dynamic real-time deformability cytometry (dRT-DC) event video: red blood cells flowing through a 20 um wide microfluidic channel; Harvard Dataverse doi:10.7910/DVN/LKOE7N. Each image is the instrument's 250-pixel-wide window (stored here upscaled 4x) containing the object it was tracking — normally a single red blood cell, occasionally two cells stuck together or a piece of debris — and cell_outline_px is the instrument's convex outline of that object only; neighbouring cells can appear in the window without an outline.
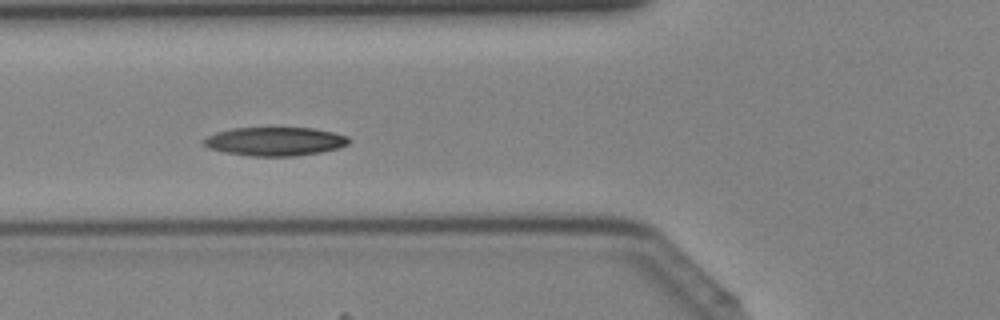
{"species": "Egyptian fruit bat (a non-hibernating species)", "species_latin": "Rousettus aegyptiacus", "temperature_condition": "cold", "stored_images_in_passage": 35, "camera_frame_rate_fps": 3000, "um_per_image_px": 0.085, "animal": {"sex": "female"}, "frame": {"image": 1, "passage_image": 7, "time_ms": 2.0, "image_size_px": [1000, 320], "cell_outline_px": [[352, 140], [348, 144], [340, 148], [320, 152], [296, 156], [252, 156], [224, 152], [212, 148], [204, 144], [200, 140], [216, 132], [232, 128], [312, 128], [332, 132], [348, 136]], "centroid_in_image_um": [23.4, 12.02], "position_along_channel_um": 102.4, "area_um2": 24.22}}
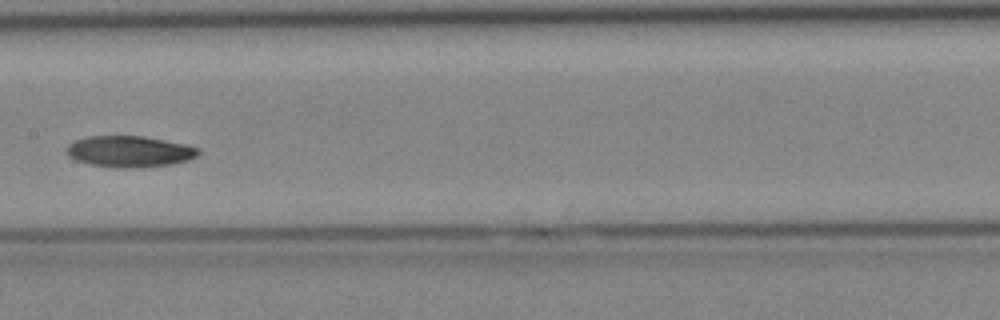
{"frame": {"image": 2, "passage_image": 13, "time_ms": 4.0, "image_size_px": [1000, 320], "cell_outline_px": [[200, 152], [196, 156], [188, 160], [172, 164], [128, 168], [124, 168], [92, 164], [76, 160], [68, 156], [68, 144], [84, 136], [144, 136], [188, 144], [200, 148]], "centroid_in_image_um": [11.05, 12.86], "position_along_channel_um": 196.4, "area_um2": 23.87}}
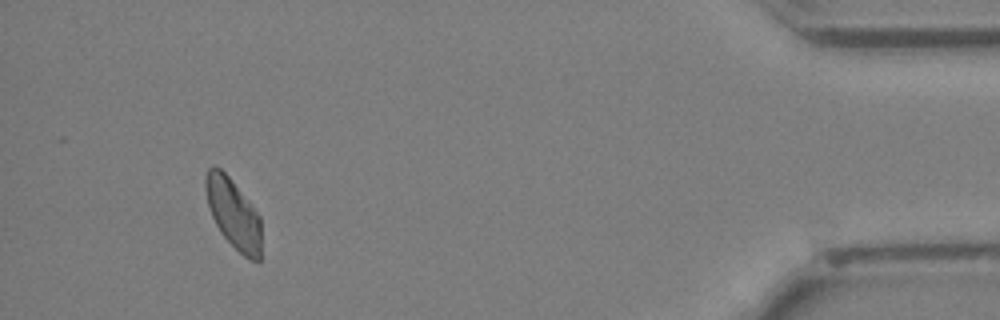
{"frame": {"image": 3, "passage_image": 31, "time_ms": 10.0, "image_size_px": [1000, 320], "cell_outline_px": [[260, 260], [248, 260], [220, 232], [212, 216], [208, 204], [204, 188], [204, 176], [208, 168], [212, 164], [216, 164], [232, 180], [248, 200], [260, 216]], "centroid_in_image_um": [19.8, 18.1], "position_along_channel_um": 415.4, "area_um2": 22.6}}